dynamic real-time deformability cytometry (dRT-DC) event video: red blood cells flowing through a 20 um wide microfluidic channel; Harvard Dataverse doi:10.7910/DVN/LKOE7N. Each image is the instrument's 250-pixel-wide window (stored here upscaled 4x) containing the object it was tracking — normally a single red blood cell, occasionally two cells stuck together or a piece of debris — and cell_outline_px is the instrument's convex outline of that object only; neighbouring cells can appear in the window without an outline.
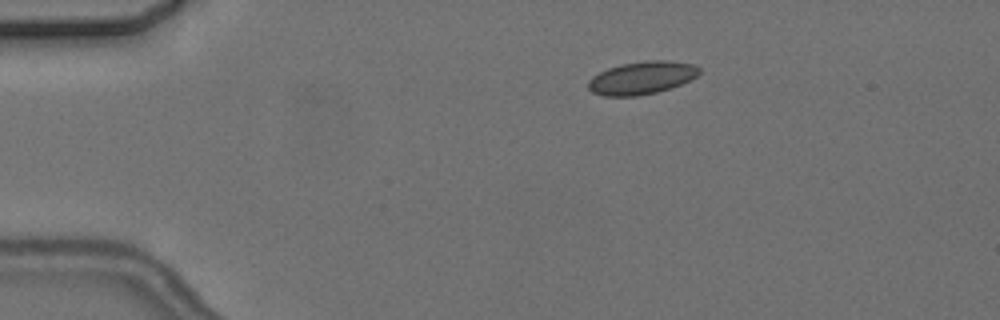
{"species": "common noctule bat (a hibernating species)", "species_latin": "Nyctalus noctula", "temperature_condition": "cold", "stored_images_in_passage": 3, "camera_frame_rate_fps": 3000, "um_per_image_px": 0.085, "animal": {"sex": "female", "body_mass_g": 24.6, "forearm_length_mm": 56.2}, "frame": {"image": 1, "passage_image": 2, "time_ms": 1.333, "image_size_px": [1000, 320], "cell_outline_px": [[700, 72], [696, 76], [672, 88], [656, 92], [636, 96], [604, 96], [592, 92], [588, 88], [588, 80], [592, 76], [608, 68], [620, 64], [644, 60], [664, 60], [692, 64], [700, 68]], "centroid_in_image_um": [54.52, 6.61], "position_along_channel_um": 30.5, "area_um2": 21.21}}